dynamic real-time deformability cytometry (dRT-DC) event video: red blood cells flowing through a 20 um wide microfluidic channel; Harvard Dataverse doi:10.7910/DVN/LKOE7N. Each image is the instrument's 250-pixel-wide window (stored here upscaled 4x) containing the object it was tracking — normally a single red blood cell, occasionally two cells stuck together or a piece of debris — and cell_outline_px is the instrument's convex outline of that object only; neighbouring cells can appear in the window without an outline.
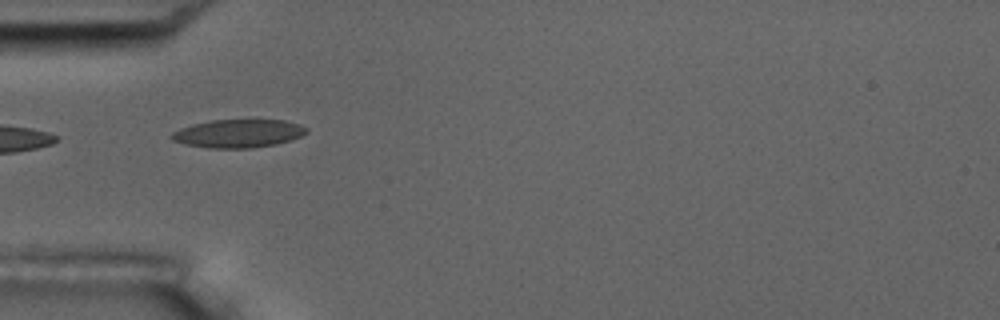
{"species": "common noctule bat (a hibernating species)", "species_latin": "Nyctalus noctula", "temperature_condition": "room temperature", "stored_images_in_passage": 6, "camera_frame_rate_fps": 3000, "um_per_image_px": 0.085, "animal": {"sex": "male", "body_mass_g": 17.5, "forearm_length_mm": 52.3}, "frame": {"image": 1, "passage_image": 5, "time_ms": 5.333, "image_size_px": [1000, 320], "cell_outline_px": [[308, 132], [292, 140], [276, 144], [252, 148], [208, 148], [184, 144], [172, 140], [168, 136], [172, 132], [180, 128], [192, 124], [212, 120], [284, 120], [300, 124], [308, 128]], "centroid_in_image_um": [20.24, 11.35], "position_along_channel_um": 64.8, "area_um2": 22.37}}